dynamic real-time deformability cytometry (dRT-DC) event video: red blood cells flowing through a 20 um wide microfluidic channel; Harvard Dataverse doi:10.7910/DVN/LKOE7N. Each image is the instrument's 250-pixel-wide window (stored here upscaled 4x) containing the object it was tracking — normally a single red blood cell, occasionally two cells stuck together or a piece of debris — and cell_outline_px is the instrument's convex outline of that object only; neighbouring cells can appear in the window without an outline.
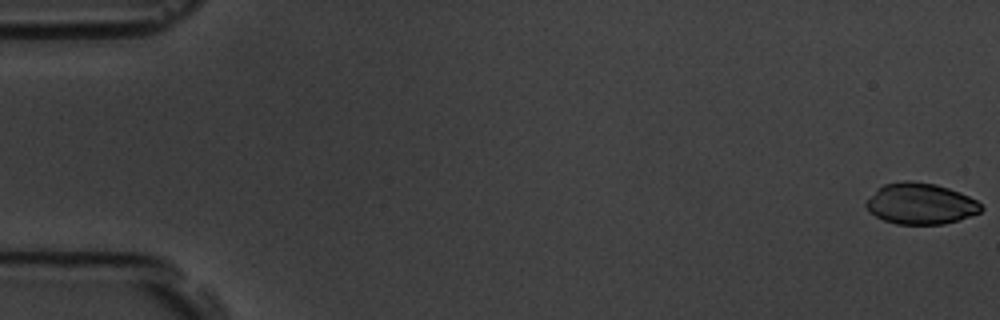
{"species": "common noctule bat (a hibernating species)", "species_latin": "Nyctalus noctula", "temperature_condition": "room temperature", "stored_images_in_passage": 8, "camera_frame_rate_fps": 3000, "um_per_image_px": 0.085, "animal": {"sex": "male", "body_mass_g": 19.5, "forearm_length_mm": 54.6}, "frame": {"image": 1, "passage_image": 1, "time_ms": 0.0, "image_size_px": [1000, 320], "cell_outline_px": [[984, 208], [980, 212], [960, 220], [944, 224], [896, 224], [884, 220], [876, 216], [864, 204], [876, 188], [884, 184], [904, 180], [912, 180], [936, 184], [960, 192], [976, 200]], "centroid_in_image_um": [78.25, 17.3], "position_along_channel_um": 6.7, "area_um2": 27.63}}
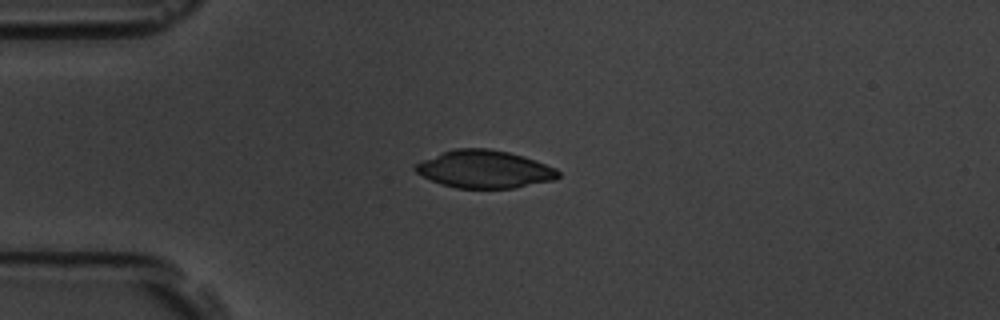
{"frame": {"image": 2, "passage_image": 5, "time_ms": 4.667, "image_size_px": [1000, 320], "cell_outline_px": [[560, 176], [556, 180], [516, 188], [456, 188], [440, 184], [416, 172], [412, 168], [416, 164], [424, 160], [444, 152], [456, 148], [488, 148], [508, 152], [524, 156], [536, 160], [556, 168], [560, 172]], "centroid_in_image_um": [41.24, 14.39], "position_along_channel_um": 43.8, "area_um2": 31.39}}